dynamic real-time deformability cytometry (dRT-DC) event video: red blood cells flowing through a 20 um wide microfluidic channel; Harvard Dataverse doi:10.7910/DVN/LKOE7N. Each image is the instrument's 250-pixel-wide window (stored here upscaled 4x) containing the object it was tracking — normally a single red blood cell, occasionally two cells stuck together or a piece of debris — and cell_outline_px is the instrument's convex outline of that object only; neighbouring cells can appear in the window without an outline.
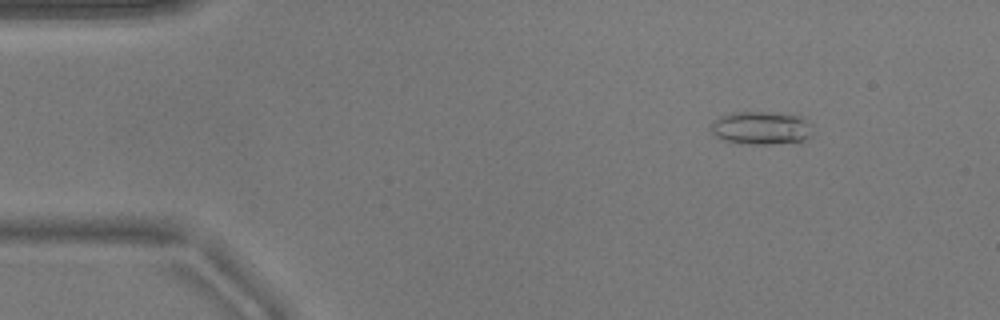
{"species": "common noctule bat (a hibernating species)", "species_latin": "Nyctalus noctula", "temperature_condition": "warm", "stored_images_in_passage": 48, "camera_frame_rate_fps": 3000, "um_per_image_px": 0.085, "animal": {"sex": "male", "body_mass_g": 17.9}, "frame": {"image": 1, "passage_image": 3, "time_ms": 0.667, "image_size_px": [1000, 320], "cell_outline_px": [[812, 136], [804, 140], [768, 144], [752, 144], [724, 140], [716, 136], [708, 128], [712, 120], [720, 116], [732, 112], [768, 112], [804, 116], [812, 124]], "centroid_in_image_um": [64.71, 10.85], "position_along_channel_um": 20.3, "area_um2": 19.88}}
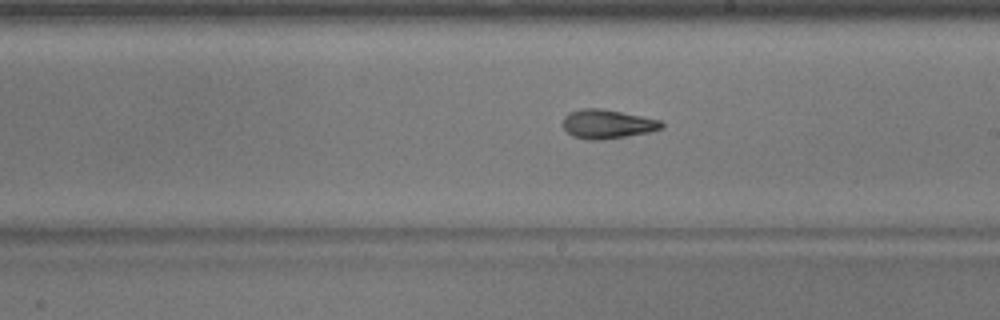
{"frame": {"image": 2, "passage_image": 26, "time_ms": 8.333, "image_size_px": [1000, 320], "cell_outline_px": [[664, 128], [648, 132], [600, 140], [588, 140], [572, 136], [564, 128], [564, 116], [568, 112], [584, 108], [600, 108], [660, 120], [664, 124]], "centroid_in_image_um": [51.6, 10.54], "position_along_channel_um": 237.4, "area_um2": 16.47}}
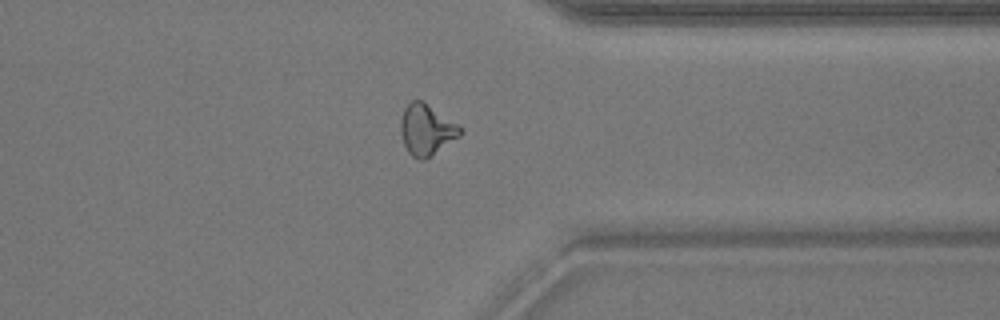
{"frame": {"image": 3, "passage_image": 37, "time_ms": 12.0, "image_size_px": [1000, 320], "cell_outline_px": [[464, 132], [460, 136], [424, 160], [420, 160], [412, 156], [408, 152], [404, 144], [400, 132], [400, 120], [404, 108], [412, 100], [420, 100], [460, 124]], "centroid_in_image_um": [36.26, 11.03], "position_along_channel_um": 375.1, "area_um2": 17.69}, "authors_computed_cell_mechanics": {"area_um2": 17.1955, "velocity_mm_per_s": 3.8899, "shape_relaxation_time_tau1_ms": 4.4793, "shape_relaxation_time_tau2_ms": 2.3275, "deformation_change_tau1": 0.1515, "deformation_change_tau2": 0.0957}}